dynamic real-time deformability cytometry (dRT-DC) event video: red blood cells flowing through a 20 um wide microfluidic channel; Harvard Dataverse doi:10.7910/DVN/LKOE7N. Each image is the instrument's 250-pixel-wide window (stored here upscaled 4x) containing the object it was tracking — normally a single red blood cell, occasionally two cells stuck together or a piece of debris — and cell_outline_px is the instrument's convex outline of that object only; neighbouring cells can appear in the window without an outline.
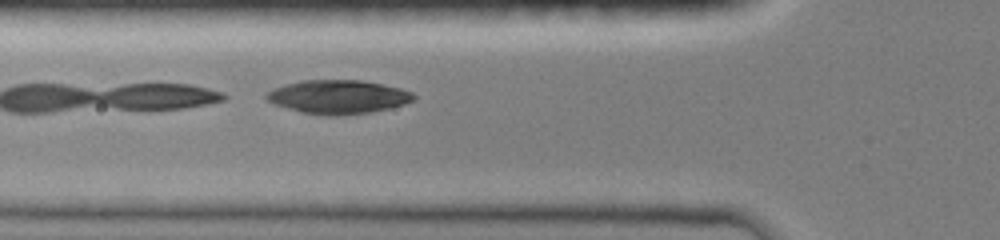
{"species": "common noctule bat (a hibernating species)", "species_latin": "Nyctalus noctula", "temperature_condition": "room temperature", "stored_images_in_passage": 4, "camera_frame_rate_fps": 3000, "um_per_image_px": 0.085, "animal": {"sex": "female", "body_mass_g": 19.0, "forearm_length_mm": 51.5}, "frame": {"image": 1, "passage_image": 4, "time_ms": 1.0, "image_size_px": [1000, 240], "cell_outline_px": [[416, 96], [412, 100], [404, 104], [388, 108], [368, 112], [340, 116], [324, 116], [300, 112], [276, 104], [268, 100], [264, 96], [272, 88], [284, 84], [300, 80], [360, 80], [400, 88], [412, 92]], "centroid_in_image_um": [28.7, 8.23], "position_along_channel_um": 97.1, "area_um2": 28.84}}